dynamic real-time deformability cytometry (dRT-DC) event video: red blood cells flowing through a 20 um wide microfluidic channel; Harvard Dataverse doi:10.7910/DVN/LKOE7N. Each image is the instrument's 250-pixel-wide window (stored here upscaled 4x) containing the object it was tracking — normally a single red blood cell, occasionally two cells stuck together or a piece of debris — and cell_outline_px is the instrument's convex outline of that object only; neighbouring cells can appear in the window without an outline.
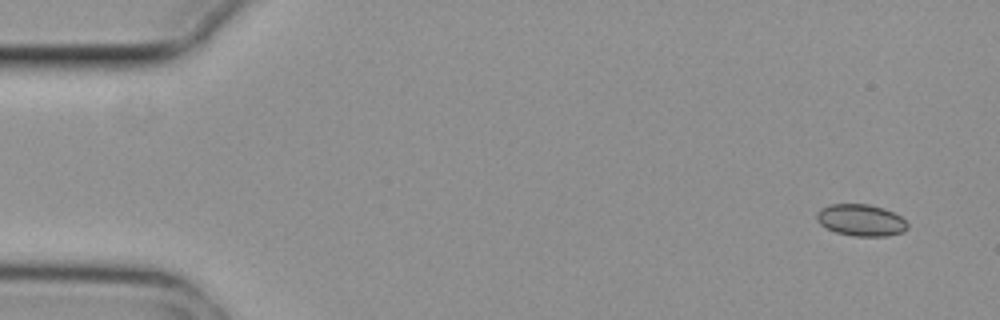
{"species": "common noctule bat (a hibernating species)", "species_latin": "Nyctalus noctula", "temperature_condition": "cold", "stored_images_in_passage": 4, "camera_frame_rate_fps": 3000, "um_per_image_px": 0.085, "animal": {"sex": "female", "body_mass_g": 29.2, "forearm_length_mm": 56.3}, "frame": {"image": 1, "passage_image": 1, "time_ms": 0.0, "image_size_px": [1000, 320], "cell_outline_px": [[908, 228], [904, 232], [888, 236], [852, 236], [836, 232], [820, 224], [816, 220], [816, 212], [820, 208], [832, 204], [868, 204], [884, 208], [900, 216], [908, 224]], "centroid_in_image_um": [73.18, 18.71], "position_along_channel_um": 11.8, "area_um2": 16.88}}
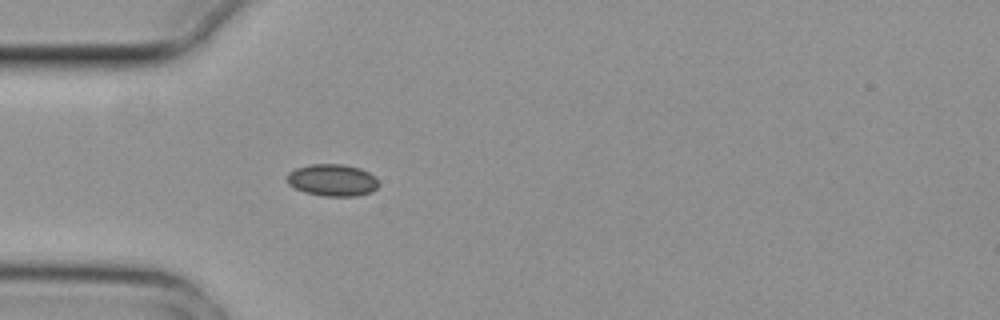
{"frame": {"image": 2, "passage_image": 4, "time_ms": 1.0, "image_size_px": [1000, 320], "cell_outline_px": [[380, 184], [372, 192], [356, 196], [324, 196], [304, 192], [288, 184], [288, 172], [296, 168], [312, 164], [344, 164], [360, 168], [376, 176]], "centroid_in_image_um": [28.29, 15.31], "position_along_channel_um": 56.7, "area_um2": 17.17}}